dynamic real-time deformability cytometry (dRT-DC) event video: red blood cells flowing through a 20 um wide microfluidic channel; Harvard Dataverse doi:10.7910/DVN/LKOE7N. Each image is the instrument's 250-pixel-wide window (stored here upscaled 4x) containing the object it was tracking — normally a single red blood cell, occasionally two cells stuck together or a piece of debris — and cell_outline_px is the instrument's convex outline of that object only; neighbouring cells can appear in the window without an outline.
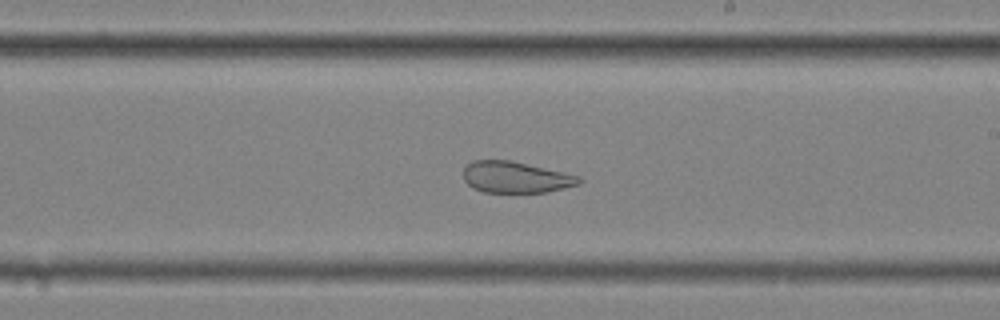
{"species": "common noctule bat (a hibernating species)", "species_latin": "Nyctalus noctula", "temperature_condition": "cold", "stored_images_in_passage": 43, "camera_frame_rate_fps": 3000, "um_per_image_px": 0.085, "animal": {"sex": "female", "body_mass_g": 25.1}, "frame": {"image": 1, "passage_image": 19, "time_ms": 6.0, "image_size_px": [1000, 320], "cell_outline_px": [[584, 180], [580, 184], [548, 192], [484, 192], [472, 188], [464, 180], [464, 168], [472, 160], [508, 160], [580, 176]], "centroid_in_image_um": [43.83, 15.07], "position_along_channel_um": 245.2, "area_um2": 20.98}}
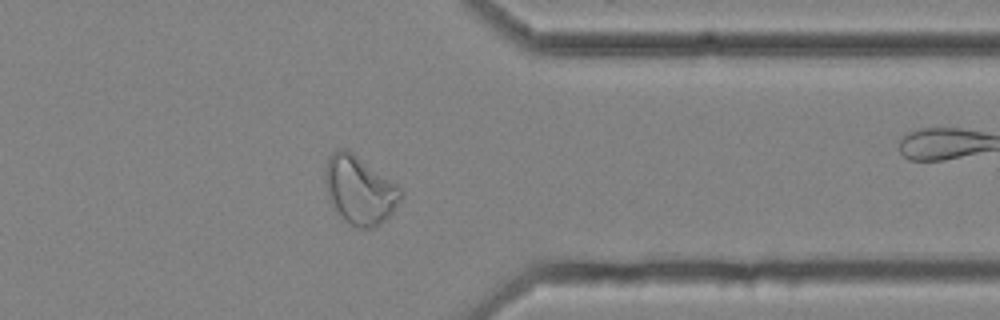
{"frame": {"image": 2, "passage_image": 31, "time_ms": 10.0, "image_size_px": [1000, 320], "cell_outline_px": [[404, 196], [392, 212], [376, 228], [360, 228], [348, 224], [336, 212], [328, 196], [324, 180], [324, 168], [328, 156], [336, 148], [348, 148], [396, 184], [404, 192]], "centroid_in_image_um": [30.54, 16.14], "position_along_channel_um": 380.9, "area_um2": 30.46}, "authors_computed_cell_mechanics": {"area_um2": 27.2238, "velocity_mm_per_s": 3.5371, "shape_relaxation_time_tau1_ms": null, "shape_relaxation_time_tau2_ms": 1.5747, "deformation_change_tau1": null, "deformation_change_tau2": 0.0806}}